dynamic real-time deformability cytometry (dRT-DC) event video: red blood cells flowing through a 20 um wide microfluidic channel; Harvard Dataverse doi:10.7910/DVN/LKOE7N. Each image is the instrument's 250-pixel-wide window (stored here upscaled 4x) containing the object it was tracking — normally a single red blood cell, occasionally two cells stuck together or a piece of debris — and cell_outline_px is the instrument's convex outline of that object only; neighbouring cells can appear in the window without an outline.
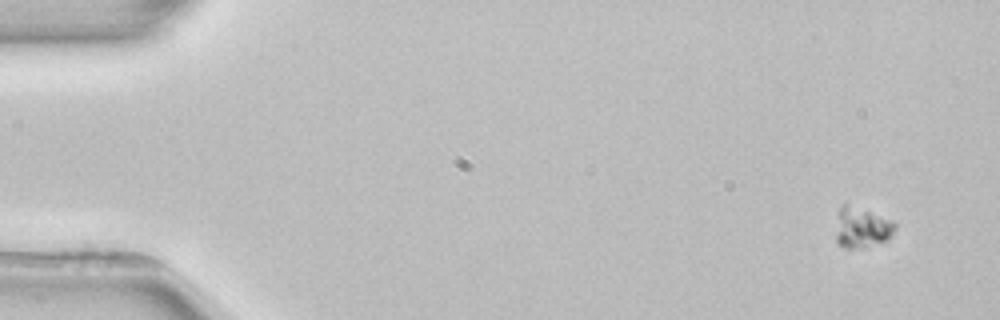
{"species": "common noctule bat (a hibernating species)", "species_latin": "Nyctalus noctula", "temperature_condition": "room temperature", "stored_images_in_passage": 4, "segment_of_instrument_passage": [2, 2], "camera_frame_rate_fps": 3000, "um_per_image_px": 0.085, "animal": {"sex": "female", "body_mass_g": 22.7, "forearm_length_mm": 54.2}, "frame": {"image": 1, "passage_image": 4, "time_ms": 5.333, "image_size_px": [1000, 320], "cell_outline_px": [[896, 228], [888, 240], [864, 248], [844, 248], [836, 244], [836, 236], [840, 208], [844, 204], [892, 220], [896, 224]], "centroid_in_image_um": [73.27, 19.41], "position_along_channel_um": 11.7, "area_um2": 13.58}}